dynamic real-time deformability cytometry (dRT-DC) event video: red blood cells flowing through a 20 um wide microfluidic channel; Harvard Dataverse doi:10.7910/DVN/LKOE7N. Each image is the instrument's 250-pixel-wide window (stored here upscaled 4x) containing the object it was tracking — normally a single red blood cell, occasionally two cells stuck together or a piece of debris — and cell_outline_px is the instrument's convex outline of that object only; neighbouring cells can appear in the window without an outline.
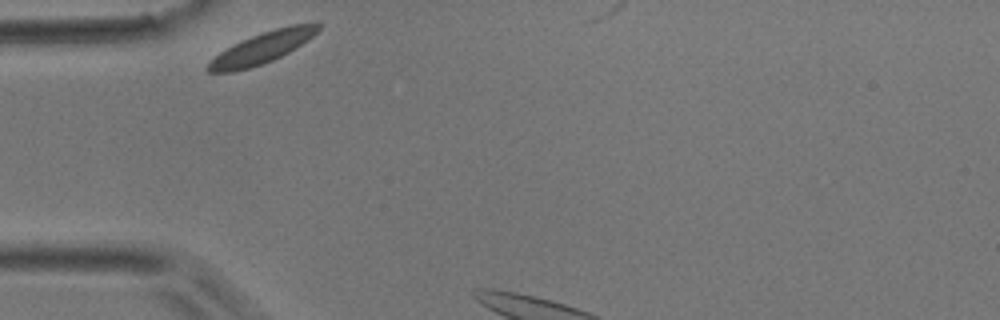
{"species": "common noctule bat (a hibernating species)", "species_latin": "Nyctalus noctula", "temperature_condition": "room temperature", "stored_images_in_passage": 39, "camera_frame_rate_fps": 3000, "um_per_image_px": 0.085, "animal": {"sex": "male", "body_mass_g": 17.9}, "frame": {"image": 1, "passage_image": 1, "time_ms": 0.0, "image_size_px": [1000, 320], "cell_outline_px": [[320, 28], [308, 40], [288, 52], [272, 60], [248, 68], [232, 72], [208, 72], [204, 68], [220, 52], [252, 36], [276, 28], [292, 24], [320, 24]], "centroid_in_image_um": [22.27, 4.08], "position_along_channel_um": 62.7, "area_um2": 19.25}}
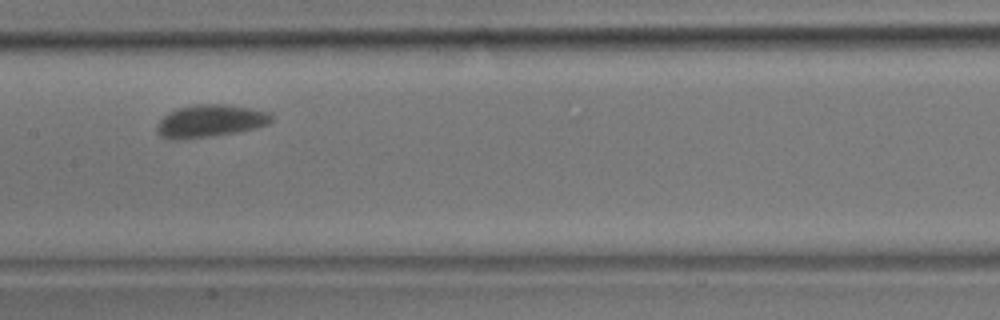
{"frame": {"image": 2, "passage_image": 14, "time_ms": 4.333, "image_size_px": [1000, 320], "cell_outline_px": [[272, 120], [268, 124], [256, 128], [236, 132], [188, 140], [168, 140], [160, 136], [156, 132], [156, 124], [168, 112], [180, 108], [196, 104], [224, 104], [272, 112]], "centroid_in_image_um": [17.83, 10.31], "position_along_channel_um": 189.6, "area_um2": 21.96}}
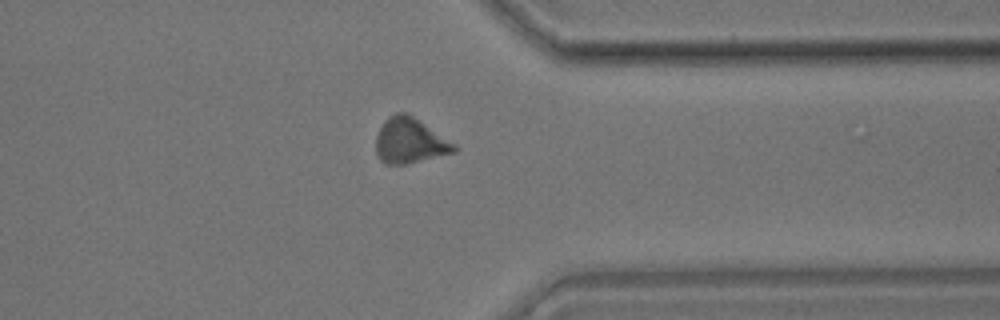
{"frame": {"image": 3, "passage_image": 30, "time_ms": 9.667, "image_size_px": [1000, 320], "cell_outline_px": [[456, 152], [408, 164], [384, 164], [376, 156], [376, 136], [384, 120], [388, 116], [396, 112], [404, 112], [420, 120], [456, 144]], "centroid_in_image_um": [34.82, 11.97], "position_along_channel_um": 376.6, "area_um2": 20.87}}